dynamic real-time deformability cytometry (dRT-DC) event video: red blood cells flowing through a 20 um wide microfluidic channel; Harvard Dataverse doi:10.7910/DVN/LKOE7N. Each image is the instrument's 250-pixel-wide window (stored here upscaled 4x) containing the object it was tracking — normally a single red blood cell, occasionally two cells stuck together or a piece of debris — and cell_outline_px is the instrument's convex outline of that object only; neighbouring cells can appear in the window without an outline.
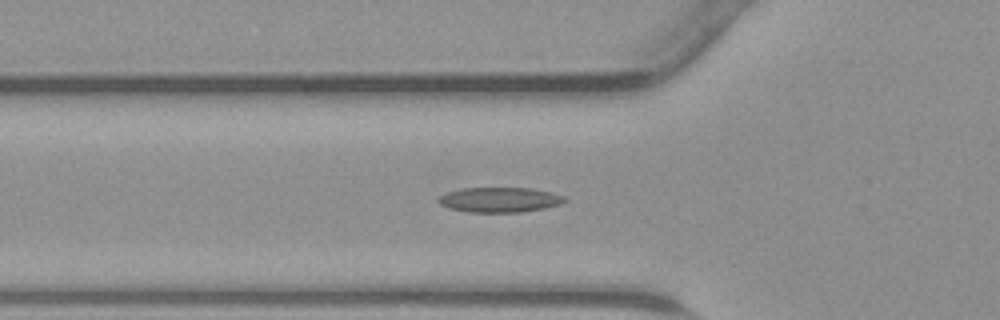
{"species": "common noctule bat (a hibernating species)", "species_latin": "Nyctalus noctula", "temperature_condition": "warm", "stored_images_in_passage": 44, "camera_frame_rate_fps": 3000, "um_per_image_px": 0.085, "animal": {"sex": "male", "body_mass_g": 23.1, "forearm_length_mm": 52.7}, "frame": {"image": 1, "passage_image": 13, "time_ms": 4.0, "image_size_px": [1000, 320], "cell_outline_px": [[568, 200], [560, 204], [544, 208], [520, 212], [468, 212], [448, 208], [440, 204], [436, 200], [440, 196], [448, 192], [460, 188], [532, 188], [552, 192], [564, 196]], "centroid_in_image_um": [42.47, 16.98], "position_along_channel_um": 83.3, "area_um2": 18.44}}
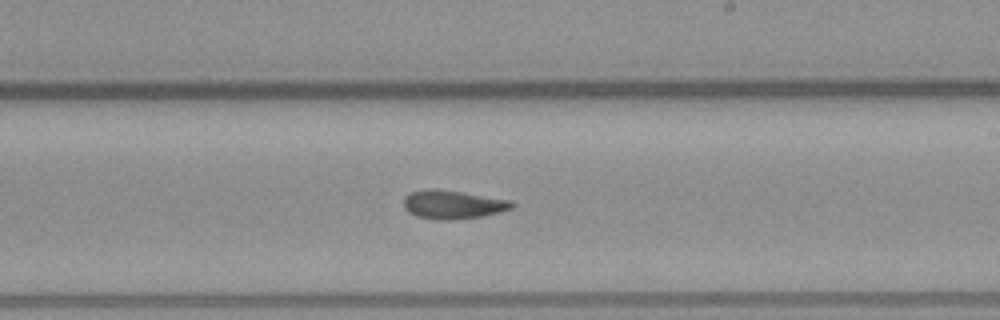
{"frame": {"image": 2, "passage_image": 24, "time_ms": 7.667, "image_size_px": [1000, 320], "cell_outline_px": [[516, 204], [512, 208], [500, 212], [484, 216], [448, 220], [436, 220], [416, 216], [408, 212], [404, 208], [404, 196], [408, 192], [428, 188], [436, 188], [508, 200]], "centroid_in_image_um": [38.43, 17.39], "position_along_channel_um": 250.6, "area_um2": 18.09}}
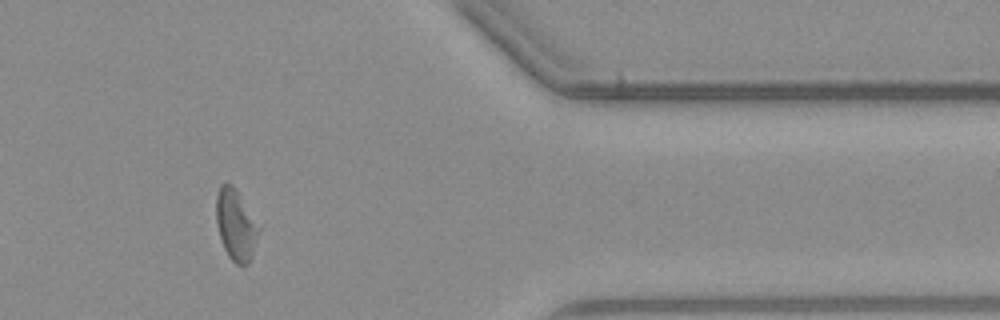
{"frame": {"image": 3, "passage_image": 35, "time_ms": 11.333, "image_size_px": [1000, 320], "cell_outline_px": [[260, 228], [252, 256], [248, 264], [236, 264], [228, 256], [224, 248], [216, 224], [216, 196], [220, 184], [232, 184], [236, 188]], "centroid_in_image_um": [20.03, 19.1], "position_along_channel_um": 391.4, "area_um2": 17.46}}